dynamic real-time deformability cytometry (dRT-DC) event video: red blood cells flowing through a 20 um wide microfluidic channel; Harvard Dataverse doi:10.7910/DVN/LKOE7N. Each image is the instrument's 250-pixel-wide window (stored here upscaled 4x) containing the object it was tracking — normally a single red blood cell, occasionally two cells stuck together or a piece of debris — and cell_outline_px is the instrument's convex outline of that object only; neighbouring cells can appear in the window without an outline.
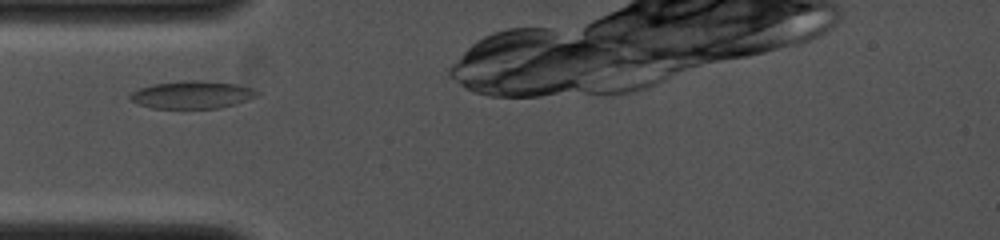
{"species": "common noctule bat (a hibernating species)", "species_latin": "Nyctalus noctula", "temperature_condition": "cold", "stored_images_in_passage": 4, "camera_frame_rate_fps": 4000, "um_per_image_px": 0.085, "animal": {"sex": "female", "body_mass_g": 19.0, "forearm_length_mm": 53.3}, "frame": {"image": 1, "passage_image": 2, "time_ms": 0.75, "image_size_px": [1000, 240], "cell_outline_px": [[260, 92], [256, 96], [248, 100], [236, 104], [220, 108], [152, 108], [140, 104], [132, 100], [128, 96], [132, 92], [140, 88], [152, 84], [184, 80], [196, 80], [236, 84], [252, 88]], "centroid_in_image_um": [16.35, 8.05], "position_along_channel_um": 68.7, "area_um2": 20.35}}
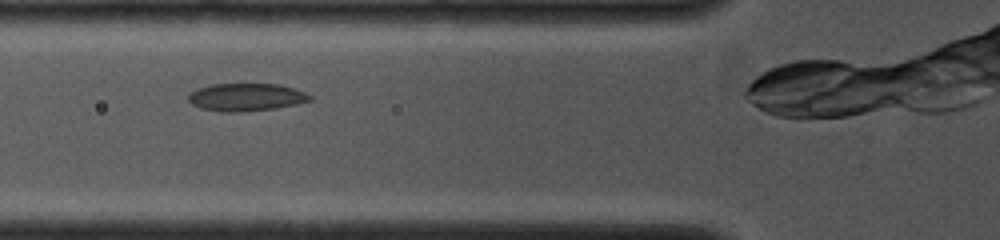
{"frame": {"image": 2, "passage_image": 3, "time_ms": 1.5, "image_size_px": [1000, 240], "cell_outline_px": [[312, 100], [296, 104], [272, 108], [240, 112], [228, 112], [204, 108], [192, 104], [188, 100], [188, 96], [196, 88], [212, 84], [280, 84], [304, 92], [312, 96]], "centroid_in_image_um": [20.92, 8.24], "position_along_channel_um": 104.9, "area_um2": 19.31}}
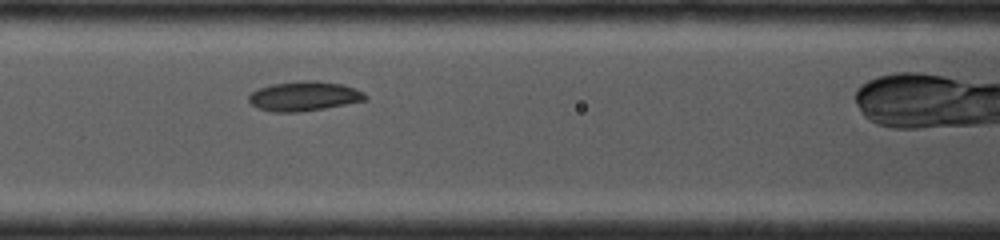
{"frame": {"image": 3, "passage_image": 4, "time_ms": 2.25, "image_size_px": [1000, 240], "cell_outline_px": [[368, 100], [324, 108], [296, 112], [272, 112], [260, 108], [252, 104], [248, 100], [248, 96], [252, 92], [260, 88], [272, 84], [300, 80], [316, 80], [344, 84], [364, 92], [368, 96]], "centroid_in_image_um": [25.89, 8.16], "position_along_channel_um": 140.7, "area_um2": 20.11}}